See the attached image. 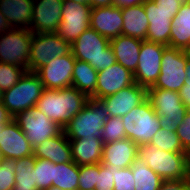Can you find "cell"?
<instances>
[{
  "instance_id": "39",
  "label": "cell",
  "mask_w": 190,
  "mask_h": 190,
  "mask_svg": "<svg viewBox=\"0 0 190 190\" xmlns=\"http://www.w3.org/2000/svg\"><path fill=\"white\" fill-rule=\"evenodd\" d=\"M177 136L179 137L180 143L183 149L189 154L190 153V110L184 115V120L179 124L177 128Z\"/></svg>"
},
{
  "instance_id": "2",
  "label": "cell",
  "mask_w": 190,
  "mask_h": 190,
  "mask_svg": "<svg viewBox=\"0 0 190 190\" xmlns=\"http://www.w3.org/2000/svg\"><path fill=\"white\" fill-rule=\"evenodd\" d=\"M33 32L13 13L0 24V63L27 70Z\"/></svg>"
},
{
  "instance_id": "46",
  "label": "cell",
  "mask_w": 190,
  "mask_h": 190,
  "mask_svg": "<svg viewBox=\"0 0 190 190\" xmlns=\"http://www.w3.org/2000/svg\"><path fill=\"white\" fill-rule=\"evenodd\" d=\"M113 5V0H90L91 8L106 7Z\"/></svg>"
},
{
  "instance_id": "24",
  "label": "cell",
  "mask_w": 190,
  "mask_h": 190,
  "mask_svg": "<svg viewBox=\"0 0 190 190\" xmlns=\"http://www.w3.org/2000/svg\"><path fill=\"white\" fill-rule=\"evenodd\" d=\"M72 158L78 166L101 163L104 143L101 138L69 139Z\"/></svg>"
},
{
  "instance_id": "36",
  "label": "cell",
  "mask_w": 190,
  "mask_h": 190,
  "mask_svg": "<svg viewBox=\"0 0 190 190\" xmlns=\"http://www.w3.org/2000/svg\"><path fill=\"white\" fill-rule=\"evenodd\" d=\"M110 169H114V190H135L131 167L119 169L115 166Z\"/></svg>"
},
{
  "instance_id": "21",
  "label": "cell",
  "mask_w": 190,
  "mask_h": 190,
  "mask_svg": "<svg viewBox=\"0 0 190 190\" xmlns=\"http://www.w3.org/2000/svg\"><path fill=\"white\" fill-rule=\"evenodd\" d=\"M138 149L139 146L128 138L105 143L101 163L108 167L128 168L138 157Z\"/></svg>"
},
{
  "instance_id": "49",
  "label": "cell",
  "mask_w": 190,
  "mask_h": 190,
  "mask_svg": "<svg viewBox=\"0 0 190 190\" xmlns=\"http://www.w3.org/2000/svg\"><path fill=\"white\" fill-rule=\"evenodd\" d=\"M66 1H71V2H77V3H80V4L90 5V0H66Z\"/></svg>"
},
{
  "instance_id": "28",
  "label": "cell",
  "mask_w": 190,
  "mask_h": 190,
  "mask_svg": "<svg viewBox=\"0 0 190 190\" xmlns=\"http://www.w3.org/2000/svg\"><path fill=\"white\" fill-rule=\"evenodd\" d=\"M135 180V190H159L163 179L137 157L130 166Z\"/></svg>"
},
{
  "instance_id": "33",
  "label": "cell",
  "mask_w": 190,
  "mask_h": 190,
  "mask_svg": "<svg viewBox=\"0 0 190 190\" xmlns=\"http://www.w3.org/2000/svg\"><path fill=\"white\" fill-rule=\"evenodd\" d=\"M125 138L127 137L121 117H108L101 132L103 143L116 142Z\"/></svg>"
},
{
  "instance_id": "42",
  "label": "cell",
  "mask_w": 190,
  "mask_h": 190,
  "mask_svg": "<svg viewBox=\"0 0 190 190\" xmlns=\"http://www.w3.org/2000/svg\"><path fill=\"white\" fill-rule=\"evenodd\" d=\"M179 96L181 98V102L188 110H190V84L183 85V87L179 90Z\"/></svg>"
},
{
  "instance_id": "5",
  "label": "cell",
  "mask_w": 190,
  "mask_h": 190,
  "mask_svg": "<svg viewBox=\"0 0 190 190\" xmlns=\"http://www.w3.org/2000/svg\"><path fill=\"white\" fill-rule=\"evenodd\" d=\"M138 157L163 180L187 178L188 153L166 152L146 143L139 146Z\"/></svg>"
},
{
  "instance_id": "34",
  "label": "cell",
  "mask_w": 190,
  "mask_h": 190,
  "mask_svg": "<svg viewBox=\"0 0 190 190\" xmlns=\"http://www.w3.org/2000/svg\"><path fill=\"white\" fill-rule=\"evenodd\" d=\"M26 71L23 67L0 63V89L5 92L13 87Z\"/></svg>"
},
{
  "instance_id": "30",
  "label": "cell",
  "mask_w": 190,
  "mask_h": 190,
  "mask_svg": "<svg viewBox=\"0 0 190 190\" xmlns=\"http://www.w3.org/2000/svg\"><path fill=\"white\" fill-rule=\"evenodd\" d=\"M79 166L71 162L55 164L52 186L61 190H78Z\"/></svg>"
},
{
  "instance_id": "54",
  "label": "cell",
  "mask_w": 190,
  "mask_h": 190,
  "mask_svg": "<svg viewBox=\"0 0 190 190\" xmlns=\"http://www.w3.org/2000/svg\"><path fill=\"white\" fill-rule=\"evenodd\" d=\"M4 160V158L2 157V155L0 154V165L2 164V161Z\"/></svg>"
},
{
  "instance_id": "51",
  "label": "cell",
  "mask_w": 190,
  "mask_h": 190,
  "mask_svg": "<svg viewBox=\"0 0 190 190\" xmlns=\"http://www.w3.org/2000/svg\"><path fill=\"white\" fill-rule=\"evenodd\" d=\"M47 190H61V189H59L58 187L51 186Z\"/></svg>"
},
{
  "instance_id": "38",
  "label": "cell",
  "mask_w": 190,
  "mask_h": 190,
  "mask_svg": "<svg viewBox=\"0 0 190 190\" xmlns=\"http://www.w3.org/2000/svg\"><path fill=\"white\" fill-rule=\"evenodd\" d=\"M95 190H114V169L99 163Z\"/></svg>"
},
{
  "instance_id": "29",
  "label": "cell",
  "mask_w": 190,
  "mask_h": 190,
  "mask_svg": "<svg viewBox=\"0 0 190 190\" xmlns=\"http://www.w3.org/2000/svg\"><path fill=\"white\" fill-rule=\"evenodd\" d=\"M36 157L15 159V185L12 190H38L34 178Z\"/></svg>"
},
{
  "instance_id": "12",
  "label": "cell",
  "mask_w": 190,
  "mask_h": 190,
  "mask_svg": "<svg viewBox=\"0 0 190 190\" xmlns=\"http://www.w3.org/2000/svg\"><path fill=\"white\" fill-rule=\"evenodd\" d=\"M187 58L181 49L166 46L162 54L161 71L150 88H161L179 92L186 79Z\"/></svg>"
},
{
  "instance_id": "43",
  "label": "cell",
  "mask_w": 190,
  "mask_h": 190,
  "mask_svg": "<svg viewBox=\"0 0 190 190\" xmlns=\"http://www.w3.org/2000/svg\"><path fill=\"white\" fill-rule=\"evenodd\" d=\"M12 13L10 0H0V24Z\"/></svg>"
},
{
  "instance_id": "15",
  "label": "cell",
  "mask_w": 190,
  "mask_h": 190,
  "mask_svg": "<svg viewBox=\"0 0 190 190\" xmlns=\"http://www.w3.org/2000/svg\"><path fill=\"white\" fill-rule=\"evenodd\" d=\"M76 59L72 52L52 59L35 73L41 79L44 88L62 89L72 86V74Z\"/></svg>"
},
{
  "instance_id": "4",
  "label": "cell",
  "mask_w": 190,
  "mask_h": 190,
  "mask_svg": "<svg viewBox=\"0 0 190 190\" xmlns=\"http://www.w3.org/2000/svg\"><path fill=\"white\" fill-rule=\"evenodd\" d=\"M75 59L89 63L97 72L116 63L110 40L89 27L71 45Z\"/></svg>"
},
{
  "instance_id": "45",
  "label": "cell",
  "mask_w": 190,
  "mask_h": 190,
  "mask_svg": "<svg viewBox=\"0 0 190 190\" xmlns=\"http://www.w3.org/2000/svg\"><path fill=\"white\" fill-rule=\"evenodd\" d=\"M147 0H113V6L124 8L144 4Z\"/></svg>"
},
{
  "instance_id": "32",
  "label": "cell",
  "mask_w": 190,
  "mask_h": 190,
  "mask_svg": "<svg viewBox=\"0 0 190 190\" xmlns=\"http://www.w3.org/2000/svg\"><path fill=\"white\" fill-rule=\"evenodd\" d=\"M55 163L36 158L34 166L35 184L38 190H47L52 186Z\"/></svg>"
},
{
  "instance_id": "18",
  "label": "cell",
  "mask_w": 190,
  "mask_h": 190,
  "mask_svg": "<svg viewBox=\"0 0 190 190\" xmlns=\"http://www.w3.org/2000/svg\"><path fill=\"white\" fill-rule=\"evenodd\" d=\"M143 7L149 22L146 41L169 46L172 19L178 11H165L157 8L153 0H147Z\"/></svg>"
},
{
  "instance_id": "10",
  "label": "cell",
  "mask_w": 190,
  "mask_h": 190,
  "mask_svg": "<svg viewBox=\"0 0 190 190\" xmlns=\"http://www.w3.org/2000/svg\"><path fill=\"white\" fill-rule=\"evenodd\" d=\"M70 52L71 45L56 32H35L32 36L27 71L36 72L53 58L65 56Z\"/></svg>"
},
{
  "instance_id": "44",
  "label": "cell",
  "mask_w": 190,
  "mask_h": 190,
  "mask_svg": "<svg viewBox=\"0 0 190 190\" xmlns=\"http://www.w3.org/2000/svg\"><path fill=\"white\" fill-rule=\"evenodd\" d=\"M14 117L9 113L8 109L3 105L2 100H0V126H5Z\"/></svg>"
},
{
  "instance_id": "17",
  "label": "cell",
  "mask_w": 190,
  "mask_h": 190,
  "mask_svg": "<svg viewBox=\"0 0 190 190\" xmlns=\"http://www.w3.org/2000/svg\"><path fill=\"white\" fill-rule=\"evenodd\" d=\"M0 154L8 160L33 155V146L14 119L5 126H0Z\"/></svg>"
},
{
  "instance_id": "6",
  "label": "cell",
  "mask_w": 190,
  "mask_h": 190,
  "mask_svg": "<svg viewBox=\"0 0 190 190\" xmlns=\"http://www.w3.org/2000/svg\"><path fill=\"white\" fill-rule=\"evenodd\" d=\"M107 119L104 104L89 97L82 110L63 127V132L68 139L101 138Z\"/></svg>"
},
{
  "instance_id": "31",
  "label": "cell",
  "mask_w": 190,
  "mask_h": 190,
  "mask_svg": "<svg viewBox=\"0 0 190 190\" xmlns=\"http://www.w3.org/2000/svg\"><path fill=\"white\" fill-rule=\"evenodd\" d=\"M149 143L166 152L187 153L180 143L177 132L167 131L162 128L152 137Z\"/></svg>"
},
{
  "instance_id": "47",
  "label": "cell",
  "mask_w": 190,
  "mask_h": 190,
  "mask_svg": "<svg viewBox=\"0 0 190 190\" xmlns=\"http://www.w3.org/2000/svg\"><path fill=\"white\" fill-rule=\"evenodd\" d=\"M185 70H186V79H185L184 84H190V62L188 61L185 66Z\"/></svg>"
},
{
  "instance_id": "11",
  "label": "cell",
  "mask_w": 190,
  "mask_h": 190,
  "mask_svg": "<svg viewBox=\"0 0 190 190\" xmlns=\"http://www.w3.org/2000/svg\"><path fill=\"white\" fill-rule=\"evenodd\" d=\"M14 120L33 147L63 131L61 126L47 118L36 106L20 112Z\"/></svg>"
},
{
  "instance_id": "19",
  "label": "cell",
  "mask_w": 190,
  "mask_h": 190,
  "mask_svg": "<svg viewBox=\"0 0 190 190\" xmlns=\"http://www.w3.org/2000/svg\"><path fill=\"white\" fill-rule=\"evenodd\" d=\"M134 83L133 73L118 62L98 72L96 91L91 98L102 99Z\"/></svg>"
},
{
  "instance_id": "53",
  "label": "cell",
  "mask_w": 190,
  "mask_h": 190,
  "mask_svg": "<svg viewBox=\"0 0 190 190\" xmlns=\"http://www.w3.org/2000/svg\"><path fill=\"white\" fill-rule=\"evenodd\" d=\"M180 2H182V3H188V2H190V0H179Z\"/></svg>"
},
{
  "instance_id": "3",
  "label": "cell",
  "mask_w": 190,
  "mask_h": 190,
  "mask_svg": "<svg viewBox=\"0 0 190 190\" xmlns=\"http://www.w3.org/2000/svg\"><path fill=\"white\" fill-rule=\"evenodd\" d=\"M88 99L85 93L74 86L62 89L44 88L35 106L63 129L82 110Z\"/></svg>"
},
{
  "instance_id": "23",
  "label": "cell",
  "mask_w": 190,
  "mask_h": 190,
  "mask_svg": "<svg viewBox=\"0 0 190 190\" xmlns=\"http://www.w3.org/2000/svg\"><path fill=\"white\" fill-rule=\"evenodd\" d=\"M142 41L124 35H119L110 40V46L115 54L116 61L131 73H134L137 68Z\"/></svg>"
},
{
  "instance_id": "20",
  "label": "cell",
  "mask_w": 190,
  "mask_h": 190,
  "mask_svg": "<svg viewBox=\"0 0 190 190\" xmlns=\"http://www.w3.org/2000/svg\"><path fill=\"white\" fill-rule=\"evenodd\" d=\"M123 22L119 7L111 5L91 10L90 27L109 40L122 35Z\"/></svg>"
},
{
  "instance_id": "13",
  "label": "cell",
  "mask_w": 190,
  "mask_h": 190,
  "mask_svg": "<svg viewBox=\"0 0 190 190\" xmlns=\"http://www.w3.org/2000/svg\"><path fill=\"white\" fill-rule=\"evenodd\" d=\"M166 45L143 40L140 47L138 65L133 73L138 85L152 87L161 71L162 54Z\"/></svg>"
},
{
  "instance_id": "35",
  "label": "cell",
  "mask_w": 190,
  "mask_h": 190,
  "mask_svg": "<svg viewBox=\"0 0 190 190\" xmlns=\"http://www.w3.org/2000/svg\"><path fill=\"white\" fill-rule=\"evenodd\" d=\"M99 163L79 166L78 190H95Z\"/></svg>"
},
{
  "instance_id": "37",
  "label": "cell",
  "mask_w": 190,
  "mask_h": 190,
  "mask_svg": "<svg viewBox=\"0 0 190 190\" xmlns=\"http://www.w3.org/2000/svg\"><path fill=\"white\" fill-rule=\"evenodd\" d=\"M14 160L4 159L0 165V190H12L15 185Z\"/></svg>"
},
{
  "instance_id": "1",
  "label": "cell",
  "mask_w": 190,
  "mask_h": 190,
  "mask_svg": "<svg viewBox=\"0 0 190 190\" xmlns=\"http://www.w3.org/2000/svg\"><path fill=\"white\" fill-rule=\"evenodd\" d=\"M64 0H10L12 13L31 32H57L62 18Z\"/></svg>"
},
{
  "instance_id": "14",
  "label": "cell",
  "mask_w": 190,
  "mask_h": 190,
  "mask_svg": "<svg viewBox=\"0 0 190 190\" xmlns=\"http://www.w3.org/2000/svg\"><path fill=\"white\" fill-rule=\"evenodd\" d=\"M91 6L64 0L62 18L56 32L72 45L90 27Z\"/></svg>"
},
{
  "instance_id": "7",
  "label": "cell",
  "mask_w": 190,
  "mask_h": 190,
  "mask_svg": "<svg viewBox=\"0 0 190 190\" xmlns=\"http://www.w3.org/2000/svg\"><path fill=\"white\" fill-rule=\"evenodd\" d=\"M147 99L159 117L161 128L177 132V128L183 122L184 115L188 110L181 102L179 92L148 88Z\"/></svg>"
},
{
  "instance_id": "48",
  "label": "cell",
  "mask_w": 190,
  "mask_h": 190,
  "mask_svg": "<svg viewBox=\"0 0 190 190\" xmlns=\"http://www.w3.org/2000/svg\"><path fill=\"white\" fill-rule=\"evenodd\" d=\"M183 51L185 53L187 61L190 62V45L188 47H186Z\"/></svg>"
},
{
  "instance_id": "40",
  "label": "cell",
  "mask_w": 190,
  "mask_h": 190,
  "mask_svg": "<svg viewBox=\"0 0 190 190\" xmlns=\"http://www.w3.org/2000/svg\"><path fill=\"white\" fill-rule=\"evenodd\" d=\"M159 190H190L187 179L163 180Z\"/></svg>"
},
{
  "instance_id": "25",
  "label": "cell",
  "mask_w": 190,
  "mask_h": 190,
  "mask_svg": "<svg viewBox=\"0 0 190 190\" xmlns=\"http://www.w3.org/2000/svg\"><path fill=\"white\" fill-rule=\"evenodd\" d=\"M121 14L122 35L146 40L149 22L143 4L121 8Z\"/></svg>"
},
{
  "instance_id": "50",
  "label": "cell",
  "mask_w": 190,
  "mask_h": 190,
  "mask_svg": "<svg viewBox=\"0 0 190 190\" xmlns=\"http://www.w3.org/2000/svg\"><path fill=\"white\" fill-rule=\"evenodd\" d=\"M187 181L189 183V187H190V161L188 162V168H187Z\"/></svg>"
},
{
  "instance_id": "52",
  "label": "cell",
  "mask_w": 190,
  "mask_h": 190,
  "mask_svg": "<svg viewBox=\"0 0 190 190\" xmlns=\"http://www.w3.org/2000/svg\"><path fill=\"white\" fill-rule=\"evenodd\" d=\"M3 98V91L0 89V100Z\"/></svg>"
},
{
  "instance_id": "8",
  "label": "cell",
  "mask_w": 190,
  "mask_h": 190,
  "mask_svg": "<svg viewBox=\"0 0 190 190\" xmlns=\"http://www.w3.org/2000/svg\"><path fill=\"white\" fill-rule=\"evenodd\" d=\"M44 90L41 79L35 72L26 71L13 87L3 92L2 102L15 117L20 112L34 107Z\"/></svg>"
},
{
  "instance_id": "22",
  "label": "cell",
  "mask_w": 190,
  "mask_h": 190,
  "mask_svg": "<svg viewBox=\"0 0 190 190\" xmlns=\"http://www.w3.org/2000/svg\"><path fill=\"white\" fill-rule=\"evenodd\" d=\"M33 156L55 164L73 161L70 140L63 131L58 136L51 137L34 146Z\"/></svg>"
},
{
  "instance_id": "41",
  "label": "cell",
  "mask_w": 190,
  "mask_h": 190,
  "mask_svg": "<svg viewBox=\"0 0 190 190\" xmlns=\"http://www.w3.org/2000/svg\"><path fill=\"white\" fill-rule=\"evenodd\" d=\"M157 8L165 11H179L182 2L179 0H153Z\"/></svg>"
},
{
  "instance_id": "9",
  "label": "cell",
  "mask_w": 190,
  "mask_h": 190,
  "mask_svg": "<svg viewBox=\"0 0 190 190\" xmlns=\"http://www.w3.org/2000/svg\"><path fill=\"white\" fill-rule=\"evenodd\" d=\"M121 119L124 123L126 137L138 146L149 143L161 128L159 117L148 99L122 116Z\"/></svg>"
},
{
  "instance_id": "16",
  "label": "cell",
  "mask_w": 190,
  "mask_h": 190,
  "mask_svg": "<svg viewBox=\"0 0 190 190\" xmlns=\"http://www.w3.org/2000/svg\"><path fill=\"white\" fill-rule=\"evenodd\" d=\"M147 99V88L134 82L115 94L100 101L104 104L108 117H122Z\"/></svg>"
},
{
  "instance_id": "26",
  "label": "cell",
  "mask_w": 190,
  "mask_h": 190,
  "mask_svg": "<svg viewBox=\"0 0 190 190\" xmlns=\"http://www.w3.org/2000/svg\"><path fill=\"white\" fill-rule=\"evenodd\" d=\"M190 45V2L182 3L172 19L170 47L184 50Z\"/></svg>"
},
{
  "instance_id": "27",
  "label": "cell",
  "mask_w": 190,
  "mask_h": 190,
  "mask_svg": "<svg viewBox=\"0 0 190 190\" xmlns=\"http://www.w3.org/2000/svg\"><path fill=\"white\" fill-rule=\"evenodd\" d=\"M98 72L87 62L77 60L72 74V86L91 97L96 91Z\"/></svg>"
}]
</instances>
